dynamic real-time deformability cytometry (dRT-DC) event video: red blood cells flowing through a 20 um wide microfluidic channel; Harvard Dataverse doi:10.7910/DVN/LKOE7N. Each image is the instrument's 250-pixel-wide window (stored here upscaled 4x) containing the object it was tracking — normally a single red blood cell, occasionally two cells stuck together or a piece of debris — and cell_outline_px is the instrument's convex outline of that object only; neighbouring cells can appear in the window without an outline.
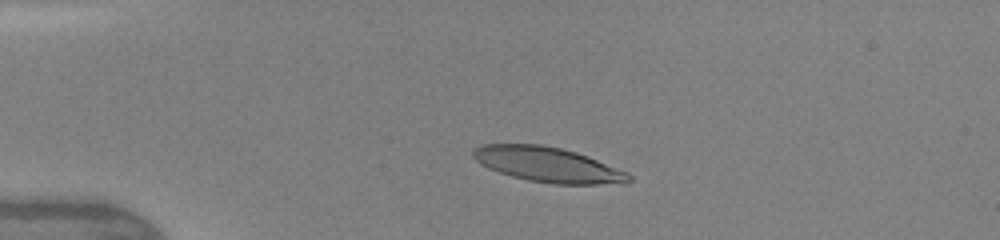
{"species": "human", "species_latin": "Homo sapiens", "temperature_condition": "warm", "stored_images_in_passage": 5, "camera_frame_rate_fps": 3000, "um_per_image_px": 0.085, "donor": {"sex": "female"}, "frame": {"image": 1, "passage_image": 3, "time_ms": 1.667, "image_size_px": [1000, 240], "cell_outline_px": [[632, 180], [628, 184], [552, 184], [528, 180], [512, 176], [488, 168], [480, 164], [472, 156], [472, 152], [480, 144], [540, 144], [560, 148], [576, 152], [628, 172], [632, 176]], "centroid_in_image_um": [46.6, 14.0], "position_along_channel_um": 38.4, "area_um2": 31.79}}
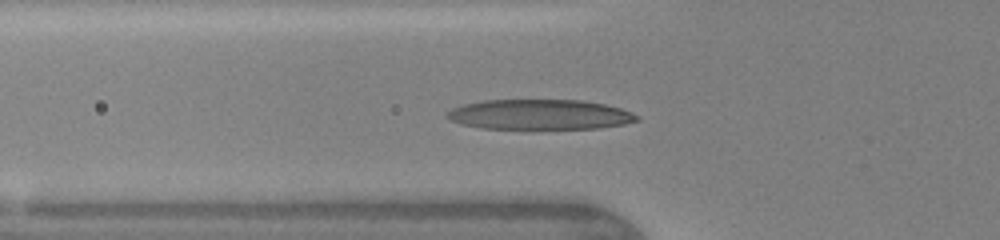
{"frame": {"image": 2, "passage_image": 5, "time_ms": 3.667, "image_size_px": [1000, 240], "cell_outline_px": [[640, 120], [624, 124], [600, 128], [480, 128], [464, 124], [452, 120], [444, 116], [452, 108], [464, 104], [484, 100], [580, 100], [604, 104], [620, 108], [632, 112], [640, 116]], "centroid_in_image_um": [45.91, 9.73], "position_along_channel_um": 79.9, "area_um2": 33.06}}